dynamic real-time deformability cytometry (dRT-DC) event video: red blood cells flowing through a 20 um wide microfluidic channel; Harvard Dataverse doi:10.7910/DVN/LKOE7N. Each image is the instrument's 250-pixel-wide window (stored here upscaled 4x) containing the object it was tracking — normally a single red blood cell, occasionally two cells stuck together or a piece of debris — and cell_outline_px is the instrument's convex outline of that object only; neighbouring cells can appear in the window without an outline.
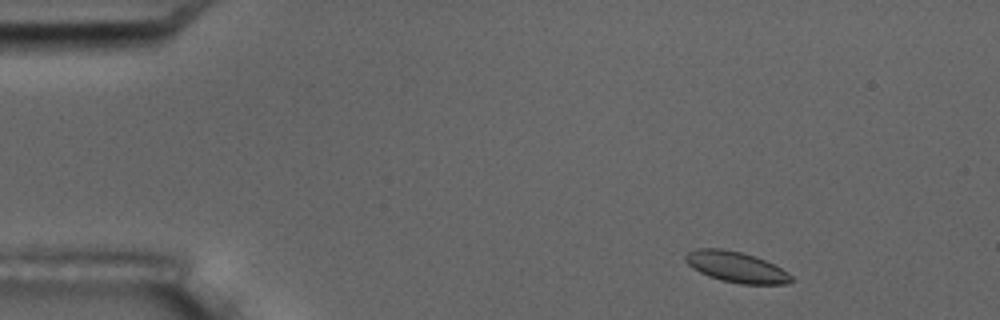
{"species": "common noctule bat (a hibernating species)", "species_latin": "Nyctalus noctula", "temperature_condition": "room temperature", "stored_images_in_passage": 4, "camera_frame_rate_fps": 3000, "um_per_image_px": 0.085, "animal": {"sex": "male", "body_mass_g": 17.5, "forearm_length_mm": 52.3}, "frame": {"image": 1, "passage_image": 1, "time_ms": 0.0, "image_size_px": [1000, 320], "cell_outline_px": [[792, 280], [788, 284], [740, 284], [720, 280], [708, 276], [692, 268], [684, 260], [684, 256], [688, 252], [696, 248], [720, 248], [740, 252], [764, 260], [788, 272], [792, 276]], "centroid_in_image_um": [62.54, 22.7], "position_along_channel_um": 22.5, "area_um2": 18.84}}